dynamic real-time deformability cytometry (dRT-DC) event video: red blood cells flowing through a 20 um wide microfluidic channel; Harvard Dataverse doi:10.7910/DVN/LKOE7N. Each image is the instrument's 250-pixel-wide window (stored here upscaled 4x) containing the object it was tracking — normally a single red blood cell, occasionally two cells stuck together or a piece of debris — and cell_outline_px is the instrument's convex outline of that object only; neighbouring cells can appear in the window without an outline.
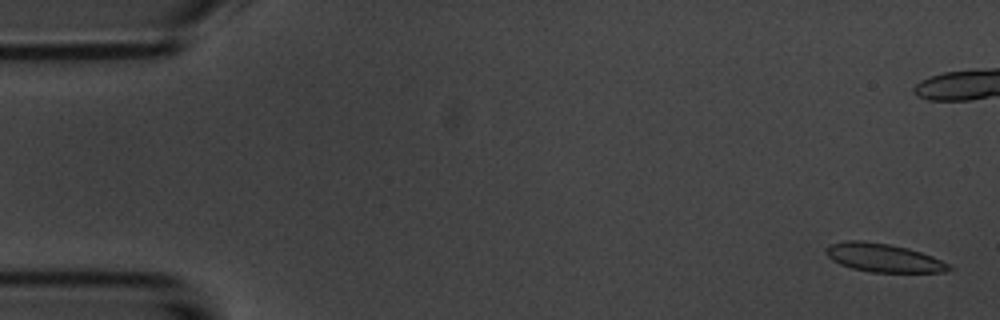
{"species": "common noctule bat (a hibernating species)", "species_latin": "Nyctalus noctula", "temperature_condition": "room temperature", "stored_images_in_passage": 5, "camera_frame_rate_fps": 3000, "um_per_image_px": 0.085, "animal": {"sex": "male", "body_mass_g": 20.1, "forearm_length_mm": 53.5}, "frame": {"image": 1, "passage_image": 1, "time_ms": 0.0, "image_size_px": [1000, 320], "cell_outline_px": [[956, 268], [944, 272], [872, 272], [852, 268], [840, 264], [832, 260], [824, 252], [824, 248], [828, 244], [844, 240], [864, 240], [888, 244], [908, 248], [932, 256]], "centroid_in_image_um": [75.05, 21.9], "position_along_channel_um": 10.0, "area_um2": 20.52}}